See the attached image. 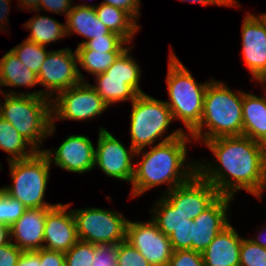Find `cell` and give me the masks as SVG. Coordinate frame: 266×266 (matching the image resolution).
<instances>
[{"label":"cell","mask_w":266,"mask_h":266,"mask_svg":"<svg viewBox=\"0 0 266 266\" xmlns=\"http://www.w3.org/2000/svg\"><path fill=\"white\" fill-rule=\"evenodd\" d=\"M215 156L212 161H197V172L220 195L235 198L241 189L262 199L266 190V146L245 135L224 136L205 141ZM216 164V165H215Z\"/></svg>","instance_id":"6da1fadb"},{"label":"cell","mask_w":266,"mask_h":266,"mask_svg":"<svg viewBox=\"0 0 266 266\" xmlns=\"http://www.w3.org/2000/svg\"><path fill=\"white\" fill-rule=\"evenodd\" d=\"M187 134L189 133L163 143L157 142L149 151H136L135 159L140 155L142 159L134 165L130 199L143 195L153 187L167 184V190L161 193L164 195L188 181L197 172V161H186L187 142H193Z\"/></svg>","instance_id":"7a4b0ae2"},{"label":"cell","mask_w":266,"mask_h":266,"mask_svg":"<svg viewBox=\"0 0 266 266\" xmlns=\"http://www.w3.org/2000/svg\"><path fill=\"white\" fill-rule=\"evenodd\" d=\"M242 105V90L232 91L224 82L211 78L205 91L200 124L190 136L203 144L218 137L243 135Z\"/></svg>","instance_id":"3957f363"},{"label":"cell","mask_w":266,"mask_h":266,"mask_svg":"<svg viewBox=\"0 0 266 266\" xmlns=\"http://www.w3.org/2000/svg\"><path fill=\"white\" fill-rule=\"evenodd\" d=\"M4 102L0 101V116L6 119L37 151L47 137L56 132L52 121L51 99L41 91H2ZM41 148V149H40Z\"/></svg>","instance_id":"277c9868"},{"label":"cell","mask_w":266,"mask_h":266,"mask_svg":"<svg viewBox=\"0 0 266 266\" xmlns=\"http://www.w3.org/2000/svg\"><path fill=\"white\" fill-rule=\"evenodd\" d=\"M168 60L166 83L169 100L165 103L174 121L181 120L187 132L191 133L200 124L205 91L211 80L197 83L171 48Z\"/></svg>","instance_id":"5b68a950"},{"label":"cell","mask_w":266,"mask_h":266,"mask_svg":"<svg viewBox=\"0 0 266 266\" xmlns=\"http://www.w3.org/2000/svg\"><path fill=\"white\" fill-rule=\"evenodd\" d=\"M131 104L132 110L129 116L130 146L135 151L145 150L148 146H154L156 141L163 143L180 137L185 133L183 128H179L167 136L165 135L174 120L172 112L165 101L144 93L139 94Z\"/></svg>","instance_id":"8992f818"},{"label":"cell","mask_w":266,"mask_h":266,"mask_svg":"<svg viewBox=\"0 0 266 266\" xmlns=\"http://www.w3.org/2000/svg\"><path fill=\"white\" fill-rule=\"evenodd\" d=\"M8 164L13 184L1 188L10 197L19 200L27 209L52 208L57 205L44 201L52 164L42 151Z\"/></svg>","instance_id":"52a82bcc"},{"label":"cell","mask_w":266,"mask_h":266,"mask_svg":"<svg viewBox=\"0 0 266 266\" xmlns=\"http://www.w3.org/2000/svg\"><path fill=\"white\" fill-rule=\"evenodd\" d=\"M128 47L118 56L114 63L102 74L96 75L92 87L110 107L117 102L131 101L144 92L139 87L141 68Z\"/></svg>","instance_id":"ba28073f"},{"label":"cell","mask_w":266,"mask_h":266,"mask_svg":"<svg viewBox=\"0 0 266 266\" xmlns=\"http://www.w3.org/2000/svg\"><path fill=\"white\" fill-rule=\"evenodd\" d=\"M78 238L97 244H119L126 241L128 219L120 212L98 207L73 209Z\"/></svg>","instance_id":"9c48e42d"},{"label":"cell","mask_w":266,"mask_h":266,"mask_svg":"<svg viewBox=\"0 0 266 266\" xmlns=\"http://www.w3.org/2000/svg\"><path fill=\"white\" fill-rule=\"evenodd\" d=\"M108 108L97 91L86 81L60 92L51 100L52 121H87L101 115Z\"/></svg>","instance_id":"30bf717a"},{"label":"cell","mask_w":266,"mask_h":266,"mask_svg":"<svg viewBox=\"0 0 266 266\" xmlns=\"http://www.w3.org/2000/svg\"><path fill=\"white\" fill-rule=\"evenodd\" d=\"M37 78L39 85L46 88L40 90L42 95L51 100L60 92L86 81L79 70L76 52L69 47L49 51Z\"/></svg>","instance_id":"8fae6325"},{"label":"cell","mask_w":266,"mask_h":266,"mask_svg":"<svg viewBox=\"0 0 266 266\" xmlns=\"http://www.w3.org/2000/svg\"><path fill=\"white\" fill-rule=\"evenodd\" d=\"M98 131L94 166H98L108 177L131 183L136 151L131 146L128 150L107 129L100 126Z\"/></svg>","instance_id":"7c38bea8"},{"label":"cell","mask_w":266,"mask_h":266,"mask_svg":"<svg viewBox=\"0 0 266 266\" xmlns=\"http://www.w3.org/2000/svg\"><path fill=\"white\" fill-rule=\"evenodd\" d=\"M126 242L136 248L152 266H168L173 253L169 236L164 235L150 218L148 221L128 220Z\"/></svg>","instance_id":"4fadbf2b"},{"label":"cell","mask_w":266,"mask_h":266,"mask_svg":"<svg viewBox=\"0 0 266 266\" xmlns=\"http://www.w3.org/2000/svg\"><path fill=\"white\" fill-rule=\"evenodd\" d=\"M187 219L194 220L219 196L217 189L198 172L163 195Z\"/></svg>","instance_id":"5bb4252c"},{"label":"cell","mask_w":266,"mask_h":266,"mask_svg":"<svg viewBox=\"0 0 266 266\" xmlns=\"http://www.w3.org/2000/svg\"><path fill=\"white\" fill-rule=\"evenodd\" d=\"M242 22V56L251 80L257 82L266 73V20L247 12Z\"/></svg>","instance_id":"9a60e30c"},{"label":"cell","mask_w":266,"mask_h":266,"mask_svg":"<svg viewBox=\"0 0 266 266\" xmlns=\"http://www.w3.org/2000/svg\"><path fill=\"white\" fill-rule=\"evenodd\" d=\"M49 162L73 173H86L95 168V146L85 135H69L58 149H42Z\"/></svg>","instance_id":"2e32d148"},{"label":"cell","mask_w":266,"mask_h":266,"mask_svg":"<svg viewBox=\"0 0 266 266\" xmlns=\"http://www.w3.org/2000/svg\"><path fill=\"white\" fill-rule=\"evenodd\" d=\"M233 197L220 195L207 209L192 220V250L202 253L212 240L230 222L228 220L230 202ZM232 200V201H231Z\"/></svg>","instance_id":"e0dca14e"},{"label":"cell","mask_w":266,"mask_h":266,"mask_svg":"<svg viewBox=\"0 0 266 266\" xmlns=\"http://www.w3.org/2000/svg\"><path fill=\"white\" fill-rule=\"evenodd\" d=\"M70 206V203H58L47 212L43 248L67 252L79 240Z\"/></svg>","instance_id":"ac0fdd59"},{"label":"cell","mask_w":266,"mask_h":266,"mask_svg":"<svg viewBox=\"0 0 266 266\" xmlns=\"http://www.w3.org/2000/svg\"><path fill=\"white\" fill-rule=\"evenodd\" d=\"M50 209H26L24 214L10 227L12 243L22 251L42 249L46 214Z\"/></svg>","instance_id":"d6986e66"},{"label":"cell","mask_w":266,"mask_h":266,"mask_svg":"<svg viewBox=\"0 0 266 266\" xmlns=\"http://www.w3.org/2000/svg\"><path fill=\"white\" fill-rule=\"evenodd\" d=\"M242 239L243 237L229 224L202 252L205 266H240Z\"/></svg>","instance_id":"ffe728a7"},{"label":"cell","mask_w":266,"mask_h":266,"mask_svg":"<svg viewBox=\"0 0 266 266\" xmlns=\"http://www.w3.org/2000/svg\"><path fill=\"white\" fill-rule=\"evenodd\" d=\"M96 5L92 4H76L71 8L66 16V35L78 34L86 40L79 42L78 46L84 45L87 41L105 37L107 34H115L99 20L94 9Z\"/></svg>","instance_id":"44dd1931"},{"label":"cell","mask_w":266,"mask_h":266,"mask_svg":"<svg viewBox=\"0 0 266 266\" xmlns=\"http://www.w3.org/2000/svg\"><path fill=\"white\" fill-rule=\"evenodd\" d=\"M243 135L266 144V92L263 96L243 91Z\"/></svg>","instance_id":"7402d4cb"},{"label":"cell","mask_w":266,"mask_h":266,"mask_svg":"<svg viewBox=\"0 0 266 266\" xmlns=\"http://www.w3.org/2000/svg\"><path fill=\"white\" fill-rule=\"evenodd\" d=\"M99 20L110 30L131 43L141 26L126 11L107 4L94 7Z\"/></svg>","instance_id":"603a6c76"},{"label":"cell","mask_w":266,"mask_h":266,"mask_svg":"<svg viewBox=\"0 0 266 266\" xmlns=\"http://www.w3.org/2000/svg\"><path fill=\"white\" fill-rule=\"evenodd\" d=\"M38 84L37 74L28 69L11 50L0 58V87L31 88ZM2 91L0 88V93Z\"/></svg>","instance_id":"cb8c5ba5"},{"label":"cell","mask_w":266,"mask_h":266,"mask_svg":"<svg viewBox=\"0 0 266 266\" xmlns=\"http://www.w3.org/2000/svg\"><path fill=\"white\" fill-rule=\"evenodd\" d=\"M23 27L31 31L27 40L43 46L67 37L65 24L60 23L53 17L40 16V14L30 18Z\"/></svg>","instance_id":"d4e9b609"},{"label":"cell","mask_w":266,"mask_h":266,"mask_svg":"<svg viewBox=\"0 0 266 266\" xmlns=\"http://www.w3.org/2000/svg\"><path fill=\"white\" fill-rule=\"evenodd\" d=\"M0 149L10 155L6 158L8 162L30 158L37 152L11 123L2 116H0Z\"/></svg>","instance_id":"484cf974"},{"label":"cell","mask_w":266,"mask_h":266,"mask_svg":"<svg viewBox=\"0 0 266 266\" xmlns=\"http://www.w3.org/2000/svg\"><path fill=\"white\" fill-rule=\"evenodd\" d=\"M151 219L156 223L158 229L166 236H170L177 228L188 226L192 219L182 214L163 196L154 202V207L150 208Z\"/></svg>","instance_id":"4316f807"},{"label":"cell","mask_w":266,"mask_h":266,"mask_svg":"<svg viewBox=\"0 0 266 266\" xmlns=\"http://www.w3.org/2000/svg\"><path fill=\"white\" fill-rule=\"evenodd\" d=\"M77 63L92 76L104 73L122 52H106V50H91L84 45L75 49Z\"/></svg>","instance_id":"83f0119b"},{"label":"cell","mask_w":266,"mask_h":266,"mask_svg":"<svg viewBox=\"0 0 266 266\" xmlns=\"http://www.w3.org/2000/svg\"><path fill=\"white\" fill-rule=\"evenodd\" d=\"M10 50L28 69L37 75L49 52L46 50V46L39 45L26 38L21 44L16 45Z\"/></svg>","instance_id":"f1b7e54d"},{"label":"cell","mask_w":266,"mask_h":266,"mask_svg":"<svg viewBox=\"0 0 266 266\" xmlns=\"http://www.w3.org/2000/svg\"><path fill=\"white\" fill-rule=\"evenodd\" d=\"M27 208L0 188V224L11 227Z\"/></svg>","instance_id":"f546056e"},{"label":"cell","mask_w":266,"mask_h":266,"mask_svg":"<svg viewBox=\"0 0 266 266\" xmlns=\"http://www.w3.org/2000/svg\"><path fill=\"white\" fill-rule=\"evenodd\" d=\"M94 257L95 245L78 240L69 251L65 252V266H92Z\"/></svg>","instance_id":"4dcf8cb0"},{"label":"cell","mask_w":266,"mask_h":266,"mask_svg":"<svg viewBox=\"0 0 266 266\" xmlns=\"http://www.w3.org/2000/svg\"><path fill=\"white\" fill-rule=\"evenodd\" d=\"M240 266H266V248L243 238L240 246Z\"/></svg>","instance_id":"1f68e13d"},{"label":"cell","mask_w":266,"mask_h":266,"mask_svg":"<svg viewBox=\"0 0 266 266\" xmlns=\"http://www.w3.org/2000/svg\"><path fill=\"white\" fill-rule=\"evenodd\" d=\"M117 266H152L145 257L128 242L117 244Z\"/></svg>","instance_id":"d6a6232c"},{"label":"cell","mask_w":266,"mask_h":266,"mask_svg":"<svg viewBox=\"0 0 266 266\" xmlns=\"http://www.w3.org/2000/svg\"><path fill=\"white\" fill-rule=\"evenodd\" d=\"M128 43L120 35L107 34L105 37L93 38L87 41L84 46L91 50H106V52H123ZM125 45V46H124Z\"/></svg>","instance_id":"836d02e7"},{"label":"cell","mask_w":266,"mask_h":266,"mask_svg":"<svg viewBox=\"0 0 266 266\" xmlns=\"http://www.w3.org/2000/svg\"><path fill=\"white\" fill-rule=\"evenodd\" d=\"M168 266H205L202 253L193 250H175Z\"/></svg>","instance_id":"e575fe53"},{"label":"cell","mask_w":266,"mask_h":266,"mask_svg":"<svg viewBox=\"0 0 266 266\" xmlns=\"http://www.w3.org/2000/svg\"><path fill=\"white\" fill-rule=\"evenodd\" d=\"M116 256L117 244H97L92 266H117Z\"/></svg>","instance_id":"d590c367"},{"label":"cell","mask_w":266,"mask_h":266,"mask_svg":"<svg viewBox=\"0 0 266 266\" xmlns=\"http://www.w3.org/2000/svg\"><path fill=\"white\" fill-rule=\"evenodd\" d=\"M169 240L173 251L192 250V227L188 225L177 228L169 236Z\"/></svg>","instance_id":"8d00e7d4"},{"label":"cell","mask_w":266,"mask_h":266,"mask_svg":"<svg viewBox=\"0 0 266 266\" xmlns=\"http://www.w3.org/2000/svg\"><path fill=\"white\" fill-rule=\"evenodd\" d=\"M73 0H40V4L36 12H40L41 10H46L51 13L61 14L67 16L71 8L73 7Z\"/></svg>","instance_id":"74e56055"},{"label":"cell","mask_w":266,"mask_h":266,"mask_svg":"<svg viewBox=\"0 0 266 266\" xmlns=\"http://www.w3.org/2000/svg\"><path fill=\"white\" fill-rule=\"evenodd\" d=\"M22 253L12 241L0 247V266H16Z\"/></svg>","instance_id":"f35d334b"},{"label":"cell","mask_w":266,"mask_h":266,"mask_svg":"<svg viewBox=\"0 0 266 266\" xmlns=\"http://www.w3.org/2000/svg\"><path fill=\"white\" fill-rule=\"evenodd\" d=\"M101 2L126 11L136 22L141 15L139 13L141 0H104Z\"/></svg>","instance_id":"ab89813d"},{"label":"cell","mask_w":266,"mask_h":266,"mask_svg":"<svg viewBox=\"0 0 266 266\" xmlns=\"http://www.w3.org/2000/svg\"><path fill=\"white\" fill-rule=\"evenodd\" d=\"M39 266H65V252L40 249Z\"/></svg>","instance_id":"60d3db41"},{"label":"cell","mask_w":266,"mask_h":266,"mask_svg":"<svg viewBox=\"0 0 266 266\" xmlns=\"http://www.w3.org/2000/svg\"><path fill=\"white\" fill-rule=\"evenodd\" d=\"M40 249L37 251H23L16 266H39Z\"/></svg>","instance_id":"b9f144b4"},{"label":"cell","mask_w":266,"mask_h":266,"mask_svg":"<svg viewBox=\"0 0 266 266\" xmlns=\"http://www.w3.org/2000/svg\"><path fill=\"white\" fill-rule=\"evenodd\" d=\"M184 2H192V3H199L204 6L208 5H216V6H227V7H240V3L237 0H181Z\"/></svg>","instance_id":"7bdbcfd3"},{"label":"cell","mask_w":266,"mask_h":266,"mask_svg":"<svg viewBox=\"0 0 266 266\" xmlns=\"http://www.w3.org/2000/svg\"><path fill=\"white\" fill-rule=\"evenodd\" d=\"M10 3H11L10 0H0V29L2 28L1 29L2 31H6L4 23L6 22V24H8L7 22H9L7 19L8 17L7 15L9 14L10 11L9 10L11 6Z\"/></svg>","instance_id":"ee69618b"},{"label":"cell","mask_w":266,"mask_h":266,"mask_svg":"<svg viewBox=\"0 0 266 266\" xmlns=\"http://www.w3.org/2000/svg\"><path fill=\"white\" fill-rule=\"evenodd\" d=\"M11 242L10 227L4 224H0V247L9 244Z\"/></svg>","instance_id":"f6af8a7d"},{"label":"cell","mask_w":266,"mask_h":266,"mask_svg":"<svg viewBox=\"0 0 266 266\" xmlns=\"http://www.w3.org/2000/svg\"><path fill=\"white\" fill-rule=\"evenodd\" d=\"M20 2V5L22 6V9L25 8L26 10H29L30 12H35L40 4V0H17V2Z\"/></svg>","instance_id":"bcb514c9"},{"label":"cell","mask_w":266,"mask_h":266,"mask_svg":"<svg viewBox=\"0 0 266 266\" xmlns=\"http://www.w3.org/2000/svg\"><path fill=\"white\" fill-rule=\"evenodd\" d=\"M264 230L266 229H262V231L260 230L259 232V235H257V237L255 238H250V240H252L254 243L256 244H259L260 246H262L263 248H266V236H262L261 234H264L262 233Z\"/></svg>","instance_id":"7dc6e473"},{"label":"cell","mask_w":266,"mask_h":266,"mask_svg":"<svg viewBox=\"0 0 266 266\" xmlns=\"http://www.w3.org/2000/svg\"><path fill=\"white\" fill-rule=\"evenodd\" d=\"M258 83H261V86L263 85V89L266 92V73L258 80Z\"/></svg>","instance_id":"c3c4849f"},{"label":"cell","mask_w":266,"mask_h":266,"mask_svg":"<svg viewBox=\"0 0 266 266\" xmlns=\"http://www.w3.org/2000/svg\"><path fill=\"white\" fill-rule=\"evenodd\" d=\"M262 16L265 18L266 20V12L265 13H262Z\"/></svg>","instance_id":"681fc988"}]
</instances>
